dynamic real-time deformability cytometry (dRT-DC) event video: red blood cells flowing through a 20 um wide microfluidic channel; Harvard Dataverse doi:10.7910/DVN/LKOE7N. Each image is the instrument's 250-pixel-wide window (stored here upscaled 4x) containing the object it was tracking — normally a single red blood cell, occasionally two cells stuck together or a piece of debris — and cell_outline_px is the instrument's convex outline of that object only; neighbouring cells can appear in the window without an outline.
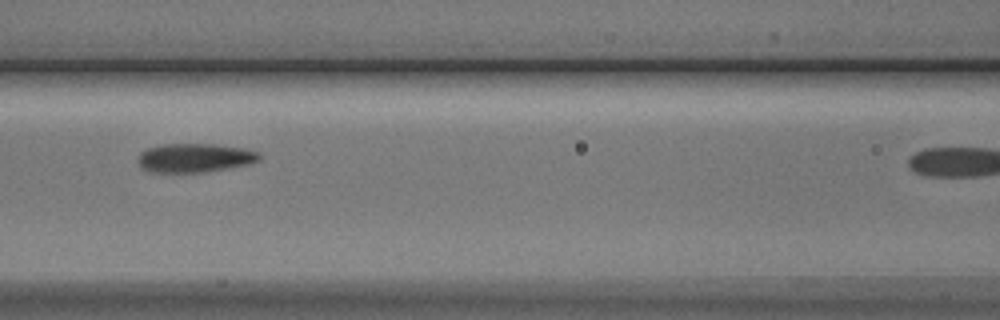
{"species": "Egyptian fruit bat (a non-hibernating species)", "species_latin": "Rousettus aegyptiacus", "temperature_condition": "cold", "stored_images_in_passage": 7, "camera_frame_rate_fps": 3000, "um_per_image_px": 0.085, "animal": {"sex": "male"}, "frame": {"image": 1, "passage_image": 6, "time_ms": 5.667, "image_size_px": [1000, 320], "cell_outline_px": [[260, 160], [248, 164], [228, 168], [204, 172], [152, 172], [140, 168], [140, 152], [148, 148], [160, 144], [212, 144], [244, 148], [260, 152]], "centroid_in_image_um": [16.57, 13.41], "position_along_channel_um": 150.0, "area_um2": 20.35}}